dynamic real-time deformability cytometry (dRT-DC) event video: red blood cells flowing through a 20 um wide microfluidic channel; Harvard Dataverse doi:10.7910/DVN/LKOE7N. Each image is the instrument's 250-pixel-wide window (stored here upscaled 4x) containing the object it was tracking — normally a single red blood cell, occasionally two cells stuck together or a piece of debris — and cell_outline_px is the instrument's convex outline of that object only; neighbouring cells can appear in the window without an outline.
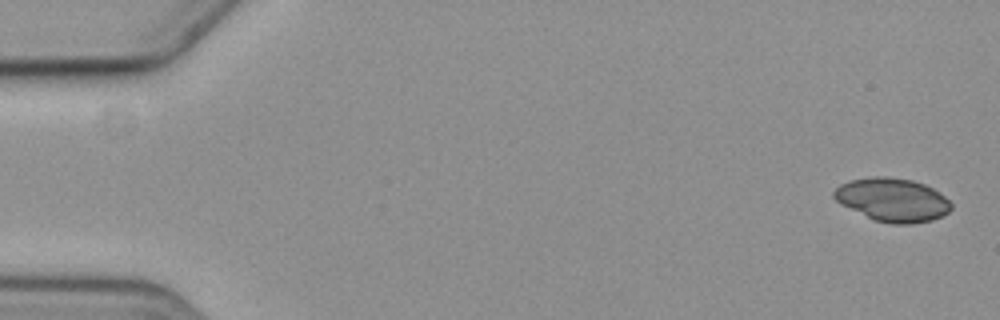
{"species": "common noctule bat (a hibernating species)", "species_latin": "Nyctalus noctula", "temperature_condition": "cold", "stored_images_in_passage": 5, "camera_frame_rate_fps": 3000, "um_per_image_px": 0.085, "animal": {"sex": "female", "body_mass_g": 19.3, "forearm_length_mm": 54.1}, "frame": {"image": 1, "passage_image": 1, "time_ms": 0.0, "image_size_px": [1000, 320], "cell_outline_px": [[952, 208], [948, 212], [932, 220], [912, 224], [892, 224], [876, 220], [836, 200], [832, 196], [832, 192], [840, 184], [852, 180], [876, 176], [888, 176], [912, 180], [924, 184], [932, 188], [944, 196], [952, 204]], "centroid_in_image_um": [75.89, 16.97], "position_along_channel_um": 9.1, "area_um2": 29.19}}